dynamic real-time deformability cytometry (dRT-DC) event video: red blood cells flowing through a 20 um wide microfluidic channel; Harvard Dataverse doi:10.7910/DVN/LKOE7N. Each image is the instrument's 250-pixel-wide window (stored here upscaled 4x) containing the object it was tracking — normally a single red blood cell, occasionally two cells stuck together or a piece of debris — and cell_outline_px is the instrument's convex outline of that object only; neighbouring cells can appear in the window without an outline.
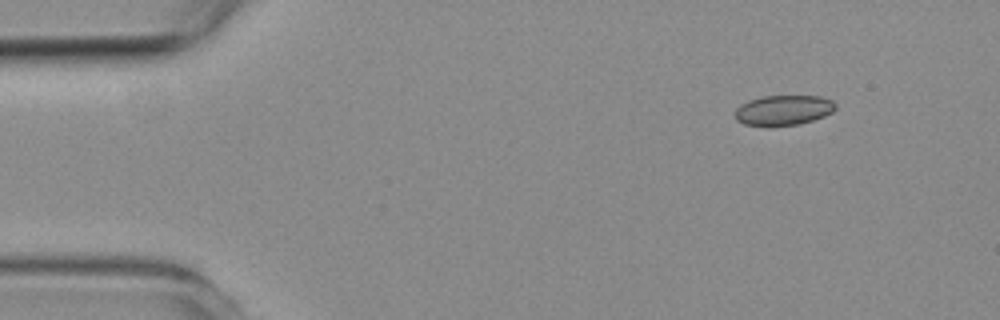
{"species": "common noctule bat (a hibernating species)", "species_latin": "Nyctalus noctula", "temperature_condition": "room temperature", "stored_images_in_passage": 4, "segment_of_instrument_passage": [1, 2], "camera_frame_rate_fps": 3000, "um_per_image_px": 0.085, "animal": {"sex": "female", "body_mass_g": 19.3, "forearm_length_mm": 54.1}, "frame": {"image": 1, "passage_image": 1, "time_ms": 0.0, "image_size_px": [1000, 320], "cell_outline_px": [[836, 108], [832, 112], [824, 116], [812, 120], [796, 124], [768, 128], [744, 124], [736, 120], [736, 108], [740, 104], [748, 100], [764, 96], [820, 96], [832, 100], [836, 104]], "centroid_in_image_um": [66.56, 9.38], "position_along_channel_um": 18.4, "area_um2": 17.92}}